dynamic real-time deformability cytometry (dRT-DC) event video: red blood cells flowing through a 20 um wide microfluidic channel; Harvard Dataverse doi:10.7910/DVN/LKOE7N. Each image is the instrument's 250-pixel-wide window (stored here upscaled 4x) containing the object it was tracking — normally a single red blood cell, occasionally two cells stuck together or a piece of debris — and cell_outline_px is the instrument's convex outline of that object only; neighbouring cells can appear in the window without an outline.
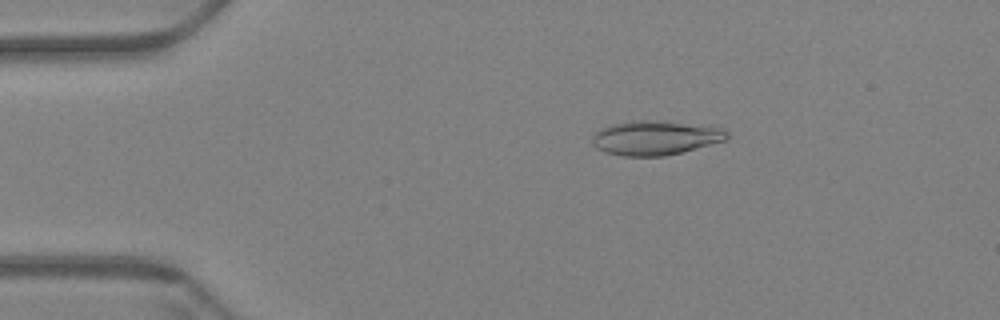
{"species": "Egyptian fruit bat (a non-hibernating species)", "species_latin": "Rousettus aegyptiacus", "temperature_condition": "warm", "stored_images_in_passage": 55, "camera_frame_rate_fps": 3000, "um_per_image_px": 0.085, "animal": {"sex": "female"}, "frame": {"image": 1, "passage_image": 6, "time_ms": 1.667, "image_size_px": [1000, 320], "cell_outline_px": [[728, 140], [664, 156], [624, 156], [604, 152], [596, 148], [592, 144], [592, 136], [600, 128], [612, 124], [632, 120], [656, 120], [720, 128], [728, 132]], "centroid_in_image_um": [55.65, 11.72], "position_along_channel_um": 29.3, "area_um2": 26.82}}
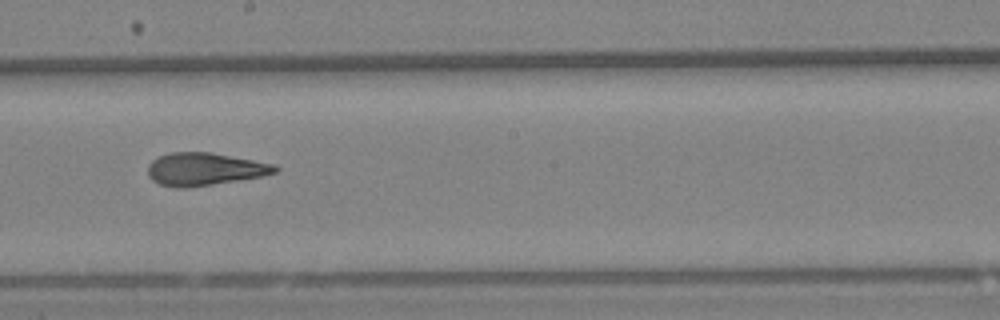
{"frame": {"image": 2, "passage_image": 29, "time_ms": 9.333, "image_size_px": [1000, 320], "cell_outline_px": [[280, 168], [276, 172], [260, 176], [212, 184], [184, 188], [176, 188], [160, 184], [152, 180], [148, 176], [148, 164], [152, 160], [160, 156], [172, 152], [212, 152], [276, 164]], "centroid_in_image_um": [17.38, 14.36], "position_along_channel_um": 230.8, "area_um2": 24.16}}
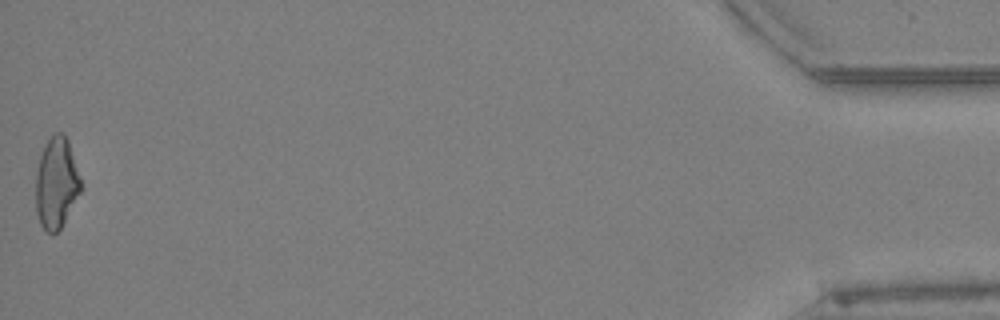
{"frame": {"image": 3, "passage_image": 55, "time_ms": 18.0, "image_size_px": [1000, 320], "cell_outline_px": [[80, 192], [60, 228], [52, 236], [40, 224], [36, 212], [36, 172], [40, 156], [44, 144], [56, 132], [64, 132], [68, 140], [80, 180]], "centroid_in_image_um": [4.76, 15.55], "position_along_channel_um": 430.4, "area_um2": 23.52}, "authors_computed_cell_mechanics": {"area_um2": 24.2182, "velocity_mm_per_s": 3.4165, "shape_relaxation_time_tau1_ms": null, "shape_relaxation_time_tau2_ms": 2.2747, "deformation_change_tau1": null, "deformation_change_tau2": 0.1116}}